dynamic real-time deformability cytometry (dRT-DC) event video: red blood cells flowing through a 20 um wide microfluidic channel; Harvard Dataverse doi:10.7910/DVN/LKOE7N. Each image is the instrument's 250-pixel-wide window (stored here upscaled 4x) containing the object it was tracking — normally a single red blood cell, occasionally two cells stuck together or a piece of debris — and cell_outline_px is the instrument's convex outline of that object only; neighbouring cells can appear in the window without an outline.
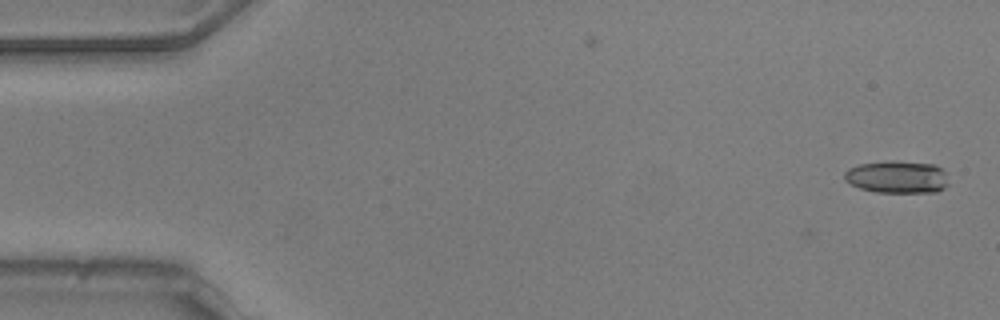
{"species": "common noctule bat (a hibernating species)", "species_latin": "Nyctalus noctula", "temperature_condition": "warm", "stored_images_in_passage": 2, "camera_frame_rate_fps": 3000, "um_per_image_px": 0.085, "animal": {"sex": "male", "body_mass_g": 20.5, "forearm_length_mm": 52.5}, "frame": {"image": 1, "passage_image": 2, "time_ms": 0.333, "image_size_px": [1000, 320], "cell_outline_px": [[948, 184], [944, 188], [936, 192], [876, 192], [860, 188], [844, 180], [844, 172], [848, 168], [860, 164], [892, 160], [896, 160], [936, 164], [944, 172]], "centroid_in_image_um": [76.25, 15.03], "position_along_channel_um": 8.7, "area_um2": 19.77}}